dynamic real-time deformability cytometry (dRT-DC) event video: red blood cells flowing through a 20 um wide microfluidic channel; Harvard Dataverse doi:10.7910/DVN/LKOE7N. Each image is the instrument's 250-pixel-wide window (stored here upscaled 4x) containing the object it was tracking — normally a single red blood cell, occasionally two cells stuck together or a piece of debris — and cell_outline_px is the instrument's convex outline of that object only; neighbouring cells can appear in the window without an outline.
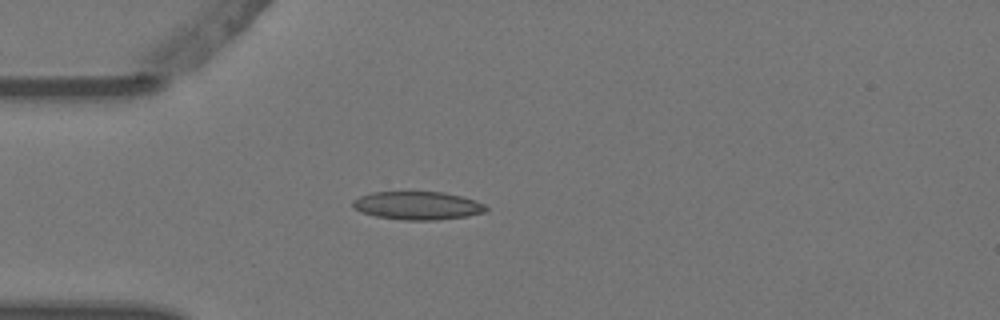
{"species": "Egyptian fruit bat (a non-hibernating species)", "species_latin": "Rousettus aegyptiacus", "temperature_condition": "warm", "stored_images_in_passage": 3, "camera_frame_rate_fps": 3000, "um_per_image_px": 0.085, "animal": {"sex": "female"}, "frame": {"image": 1, "passage_image": 3, "time_ms": 0.667, "image_size_px": [1000, 320], "cell_outline_px": [[488, 212], [468, 216], [436, 220], [404, 220], [376, 216], [360, 212], [352, 208], [352, 200], [360, 196], [372, 192], [444, 192], [476, 200], [484, 204], [488, 208]], "centroid_in_image_um": [35.5, 17.48], "position_along_channel_um": 49.5, "area_um2": 22.08}}